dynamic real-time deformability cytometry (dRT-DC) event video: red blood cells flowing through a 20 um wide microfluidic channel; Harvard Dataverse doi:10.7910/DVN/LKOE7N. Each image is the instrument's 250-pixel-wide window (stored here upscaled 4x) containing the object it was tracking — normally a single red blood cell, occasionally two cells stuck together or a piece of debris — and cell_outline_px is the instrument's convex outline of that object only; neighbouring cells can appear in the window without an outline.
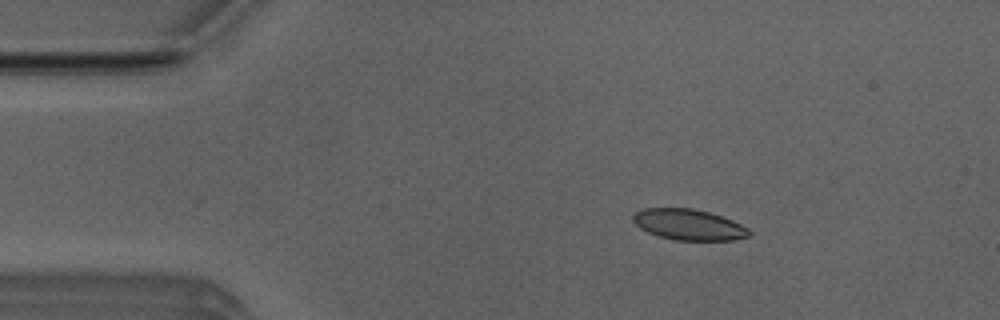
{"species": "Egyptian fruit bat (a non-hibernating species)", "species_latin": "Rousettus aegyptiacus", "temperature_condition": "room temperature", "stored_images_in_passage": 14, "camera_frame_rate_fps": 3000, "um_per_image_px": 0.085, "animal": {"sex": "male"}, "frame": {"image": 1, "passage_image": 8, "time_ms": 2.333, "image_size_px": [1000, 320], "cell_outline_px": [[752, 232], [748, 236], [736, 240], [676, 240], [660, 236], [648, 232], [640, 228], [632, 220], [632, 216], [636, 212], [644, 208], [692, 208], [708, 212], [732, 220], [748, 228]], "centroid_in_image_um": [58.54, 19.09], "position_along_channel_um": 26.5, "area_um2": 20.75}}